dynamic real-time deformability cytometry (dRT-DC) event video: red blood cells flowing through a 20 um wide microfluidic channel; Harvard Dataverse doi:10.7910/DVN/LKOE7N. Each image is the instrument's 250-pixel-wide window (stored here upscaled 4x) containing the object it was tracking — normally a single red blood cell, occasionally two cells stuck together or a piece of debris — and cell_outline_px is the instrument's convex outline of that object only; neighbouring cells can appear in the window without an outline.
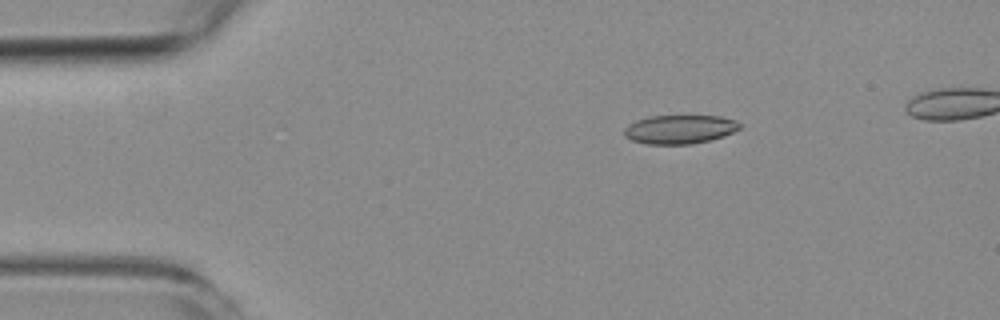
{"species": "common noctule bat (a hibernating species)", "species_latin": "Nyctalus noctula", "temperature_condition": "room temperature", "stored_images_in_passage": 6, "camera_frame_rate_fps": 3000, "um_per_image_px": 0.085, "animal": {"sex": "female", "body_mass_g": 19.3, "forearm_length_mm": 54.1}, "frame": {"image": 1, "passage_image": 3, "time_ms": 2.0, "image_size_px": [1000, 320], "cell_outline_px": [[740, 128], [724, 136], [692, 144], [648, 144], [632, 140], [624, 136], [624, 128], [628, 124], [636, 120], [648, 116], [720, 116], [736, 120], [740, 124]], "centroid_in_image_um": [57.75, 10.99], "position_along_channel_um": 27.3, "area_um2": 19.36}}